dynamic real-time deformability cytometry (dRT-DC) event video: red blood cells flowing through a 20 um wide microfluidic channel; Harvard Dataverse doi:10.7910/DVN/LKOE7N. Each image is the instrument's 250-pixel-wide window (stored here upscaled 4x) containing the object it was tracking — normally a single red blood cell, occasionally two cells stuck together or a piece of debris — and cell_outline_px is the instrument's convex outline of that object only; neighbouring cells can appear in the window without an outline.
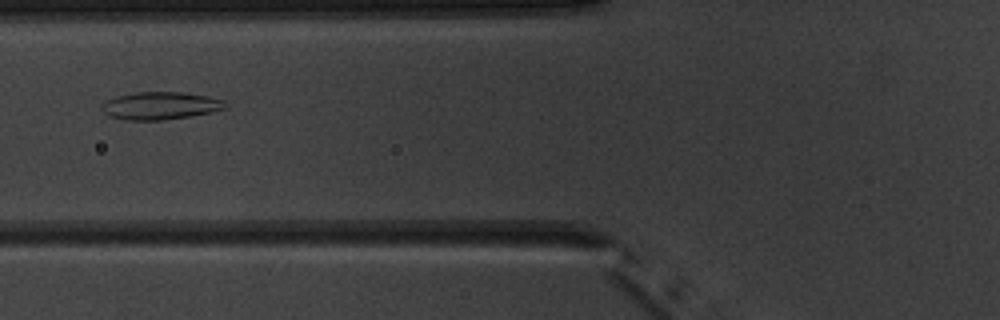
{"species": "common noctule bat (a hibernating species)", "species_latin": "Nyctalus noctula", "temperature_condition": "warm", "stored_images_in_passage": 5, "camera_frame_rate_fps": 3000, "um_per_image_px": 0.085, "animal": {"sex": "male", "body_mass_g": 20.1, "forearm_length_mm": 53.5}, "frame": {"image": 1, "passage_image": 5, "time_ms": 4.667, "image_size_px": [1000, 320], "cell_outline_px": [[228, 108], [212, 112], [188, 116], [160, 120], [128, 120], [108, 116], [104, 112], [104, 100], [116, 96], [136, 92], [184, 92], [208, 96], [224, 100]], "centroid_in_image_um": [13.66, 8.97], "position_along_channel_um": 112.1, "area_um2": 19.83}}